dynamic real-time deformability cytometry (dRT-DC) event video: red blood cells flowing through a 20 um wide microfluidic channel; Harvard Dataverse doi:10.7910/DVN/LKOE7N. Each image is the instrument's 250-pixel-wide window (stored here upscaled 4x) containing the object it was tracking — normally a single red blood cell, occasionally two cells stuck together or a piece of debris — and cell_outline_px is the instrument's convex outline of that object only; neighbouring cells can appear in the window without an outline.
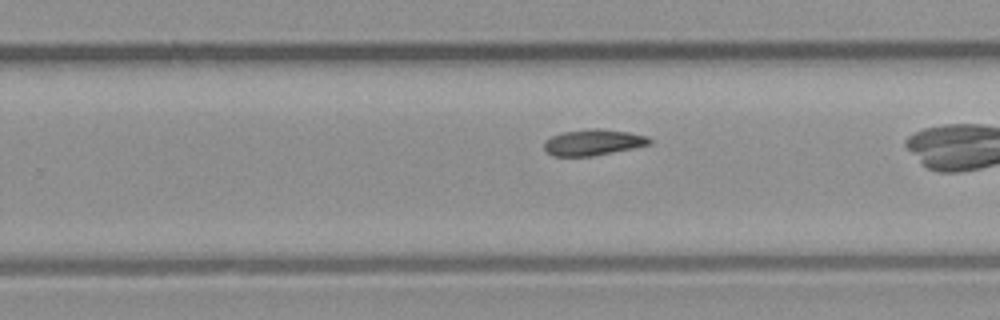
{"species": "common noctule bat (a hibernating species)", "species_latin": "Nyctalus noctula", "temperature_condition": "room temperature", "stored_images_in_passage": 24, "camera_frame_rate_fps": 3000, "um_per_image_px": 0.085, "animal": {"sex": "male", "body_mass_g": 23.1, "forearm_length_mm": 52.7}, "frame": {"image": 1, "passage_image": 17, "time_ms": 5.333, "image_size_px": [1000, 320], "cell_outline_px": [[652, 144], [592, 156], [552, 156], [544, 148], [544, 140], [552, 136], [564, 132], [592, 128], [596, 128], [628, 132], [648, 136], [652, 140]], "centroid_in_image_um": [50.42, 12.1], "position_along_channel_um": 279.4, "area_um2": 15.9}}